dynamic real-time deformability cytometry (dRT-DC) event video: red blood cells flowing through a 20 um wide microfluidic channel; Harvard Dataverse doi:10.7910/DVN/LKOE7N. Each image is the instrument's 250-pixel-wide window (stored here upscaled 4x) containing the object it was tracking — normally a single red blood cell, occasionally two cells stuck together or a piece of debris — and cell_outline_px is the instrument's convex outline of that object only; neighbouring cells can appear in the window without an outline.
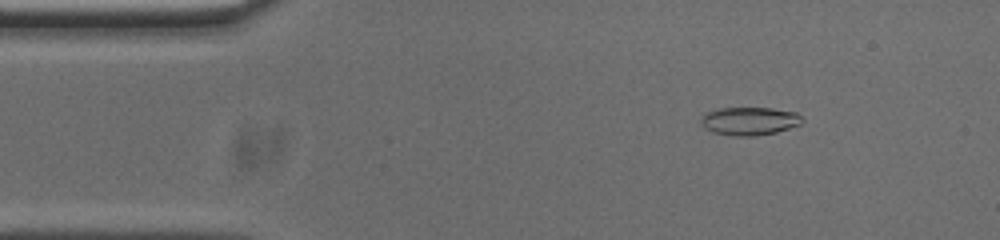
{"species": "common noctule bat (a hibernating species)", "species_latin": "Nyctalus noctula", "temperature_condition": "cold", "stored_images_in_passage": 53, "camera_frame_rate_fps": 3000, "um_per_image_px": 0.085, "animal": {"sex": "male", "body_mass_g": 20.0, "forearm_length_mm": 53.3}, "frame": {"image": 1, "passage_image": 7, "time_ms": 2.0, "image_size_px": [1000, 240], "cell_outline_px": [[804, 120], [800, 124], [776, 132], [756, 136], [736, 136], [712, 132], [704, 128], [700, 124], [700, 116], [704, 112], [720, 108], [772, 108], [796, 112]], "centroid_in_image_um": [63.65, 10.28], "position_along_channel_um": 21.4, "area_um2": 16.76}}
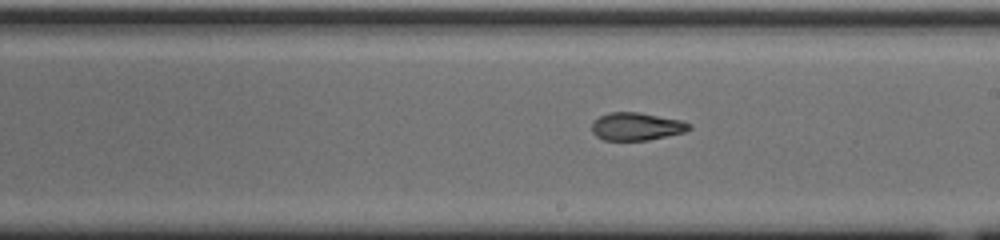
{"frame": {"image": 2, "passage_image": 29, "time_ms": 9.333, "image_size_px": [1000, 240], "cell_outline_px": [[692, 128], [684, 132], [648, 140], [604, 140], [596, 136], [592, 132], [592, 120], [608, 112], [640, 112], [680, 120], [692, 124]], "centroid_in_image_um": [54.08, 10.74], "position_along_channel_um": 234.9, "area_um2": 15.84}}
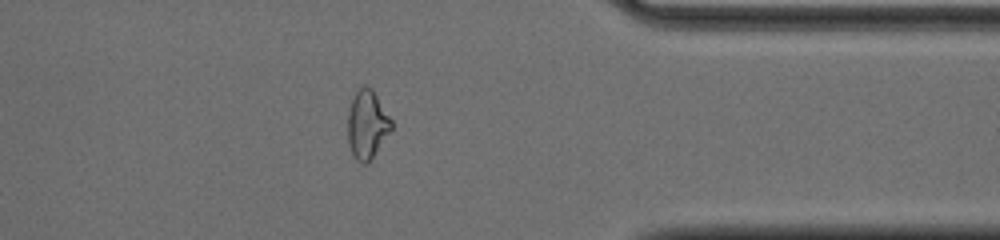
{"frame": {"image": 3, "passage_image": 42, "time_ms": 13.667, "image_size_px": [1000, 240], "cell_outline_px": [[392, 128], [368, 164], [360, 164], [356, 160], [348, 144], [348, 112], [352, 100], [356, 92], [364, 84], [372, 88], [392, 120]], "centroid_in_image_um": [31.2, 10.59], "position_along_channel_um": 380.2, "area_um2": 17.34}, "authors_computed_cell_mechanics": {"area_um2": 16.7042, "velocity_mm_per_s": 3.7395, "shape_relaxation_time_tau1_ms": null, "shape_relaxation_time_tau2_ms": 3.6631, "deformation_change_tau1": null, "deformation_change_tau2": 0.0993}}